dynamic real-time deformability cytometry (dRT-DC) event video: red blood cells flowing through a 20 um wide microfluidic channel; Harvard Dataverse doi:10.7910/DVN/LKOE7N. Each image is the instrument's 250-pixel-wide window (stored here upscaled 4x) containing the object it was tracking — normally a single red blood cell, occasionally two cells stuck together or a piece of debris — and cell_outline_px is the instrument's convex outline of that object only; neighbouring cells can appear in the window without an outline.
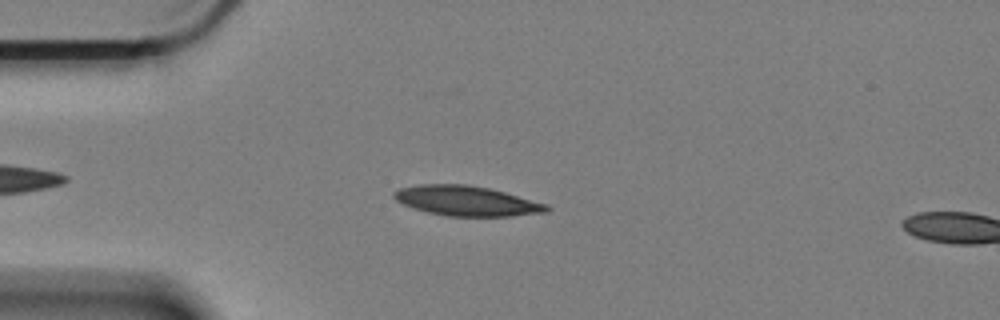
{"species": "Egyptian fruit bat (a non-hibernating species)", "species_latin": "Rousettus aegyptiacus", "temperature_condition": "cold", "stored_images_in_passage": 12, "camera_frame_rate_fps": 3000, "um_per_image_px": 0.085, "animal": {"sex": "female"}, "frame": {"image": 1, "passage_image": 9, "time_ms": 2.667, "image_size_px": [1000, 320], "cell_outline_px": [[552, 208], [548, 212], [512, 216], [448, 216], [428, 212], [404, 204], [396, 200], [392, 196], [392, 192], [400, 188], [420, 184], [468, 184], [488, 188], [504, 192], [548, 204]], "centroid_in_image_um": [39.69, 17.07], "position_along_channel_um": 45.3, "area_um2": 26.59}}